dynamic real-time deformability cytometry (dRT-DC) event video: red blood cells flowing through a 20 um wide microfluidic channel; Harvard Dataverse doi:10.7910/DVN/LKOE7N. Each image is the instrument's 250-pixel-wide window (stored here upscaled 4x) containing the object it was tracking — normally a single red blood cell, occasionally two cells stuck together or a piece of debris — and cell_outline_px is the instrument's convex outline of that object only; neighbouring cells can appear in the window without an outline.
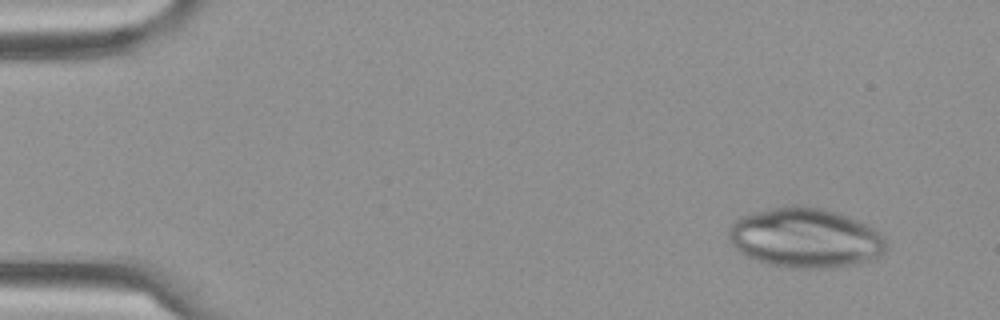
{"species": "Egyptian fruit bat (a non-hibernating species)", "species_latin": "Rousettus aegyptiacus", "temperature_condition": "cold", "stored_images_in_passage": 6, "camera_frame_rate_fps": 3000, "um_per_image_px": 0.085, "frame": {"image": 1, "passage_image": 2, "time_ms": 0.333, "image_size_px": [1000, 320], "cell_outline_px": [[888, 248], [880, 256], [860, 264], [824, 268], [788, 268], [768, 264], [756, 260], [740, 252], [732, 244], [728, 236], [728, 232], [732, 224], [740, 216], [756, 212], [776, 208], [804, 204], [824, 208], [836, 212], [856, 220], [872, 228], [884, 240]], "centroid_in_image_um": [68.45, 20.23], "position_along_channel_um": 16.6, "area_um2": 54.56}}